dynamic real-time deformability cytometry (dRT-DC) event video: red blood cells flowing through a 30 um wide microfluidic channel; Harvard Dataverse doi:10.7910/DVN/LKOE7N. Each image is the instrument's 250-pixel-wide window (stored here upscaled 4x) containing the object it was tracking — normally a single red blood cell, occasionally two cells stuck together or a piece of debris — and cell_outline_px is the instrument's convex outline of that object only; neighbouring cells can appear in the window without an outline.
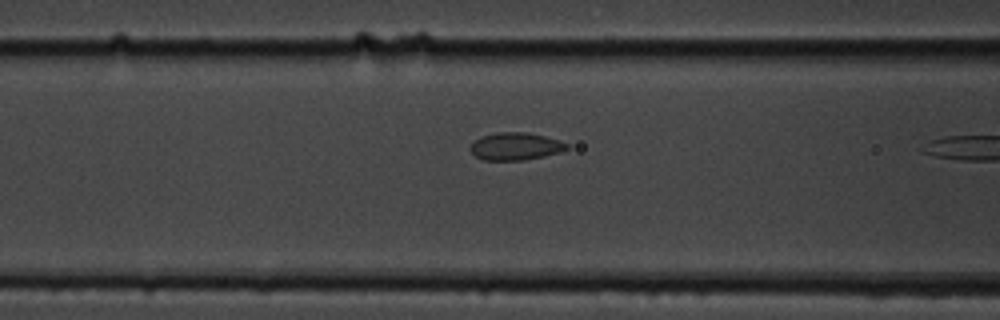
{"species": "common noctule bat (a hibernating species)", "species_latin": "Nyctalus noctula", "temperature_condition": "cold", "stored_images_in_passage": 8, "camera_frame_rate_fps": 3000, "um_per_image_px": 0.085, "animal": {"sex": "male", "body_mass_g": 19.5, "forearm_length_mm": 54.6}, "frame": {"image": 1, "passage_image": 7, "time_ms": 8.0, "image_size_px": [1000, 320], "cell_outline_px": [[568, 148], [560, 152], [544, 156], [524, 160], [484, 160], [476, 156], [468, 148], [480, 136], [496, 132], [528, 132], [560, 140], [568, 144]], "centroid_in_image_um": [43.81, 12.43], "position_along_channel_um": 122.8, "area_um2": 15.49}}